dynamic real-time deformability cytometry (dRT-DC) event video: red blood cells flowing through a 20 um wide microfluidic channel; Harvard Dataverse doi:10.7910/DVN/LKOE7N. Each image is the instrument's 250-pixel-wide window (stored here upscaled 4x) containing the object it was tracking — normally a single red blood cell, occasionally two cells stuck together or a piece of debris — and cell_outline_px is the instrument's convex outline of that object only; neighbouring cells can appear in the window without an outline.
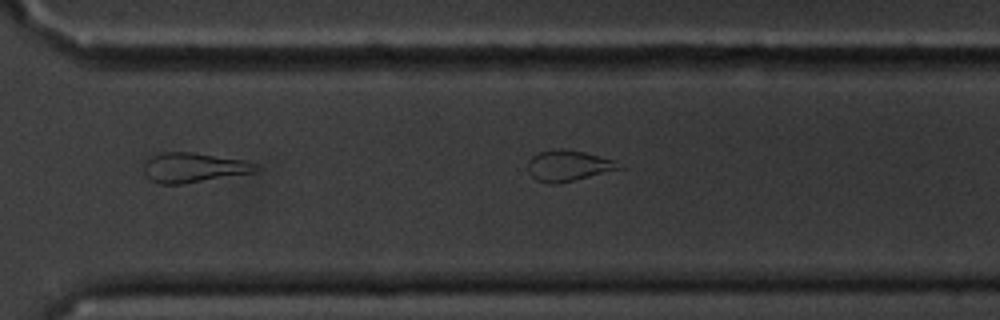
{"species": "common noctule bat (a hibernating species)", "species_latin": "Nyctalus noctula", "temperature_condition": "cold", "stored_images_in_passage": 14, "camera_frame_rate_fps": 3000, "um_per_image_px": 0.085, "animal": {"sex": "male", "body_mass_g": 20.1, "forearm_length_mm": 53.5}, "frame": {"image": 1, "passage_image": 8, "time_ms": 8.0, "image_size_px": [1000, 320], "cell_outline_px": [[260, 168], [252, 172], [180, 184], [160, 184], [152, 180], [144, 172], [144, 160], [152, 156], [164, 152], [192, 152], [244, 160], [260, 164]], "centroid_in_image_um": [16.45, 14.23], "position_along_channel_um": 354.2, "area_um2": 19.13}}